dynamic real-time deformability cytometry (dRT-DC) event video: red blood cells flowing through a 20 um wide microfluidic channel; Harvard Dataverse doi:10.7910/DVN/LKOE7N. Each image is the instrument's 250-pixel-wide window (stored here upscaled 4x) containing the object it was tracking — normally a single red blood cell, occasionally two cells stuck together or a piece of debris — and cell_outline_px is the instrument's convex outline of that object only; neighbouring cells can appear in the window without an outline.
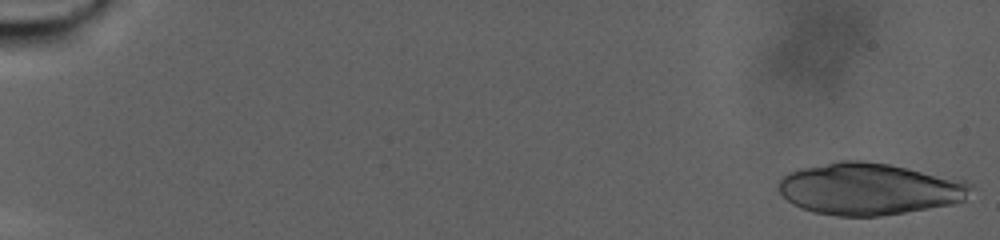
{"species": "human", "species_latin": "Homo sapiens", "temperature_condition": "warm", "stored_images_in_passage": 38, "camera_frame_rate_fps": 3000, "um_per_image_px": 0.085, "donor": {"sex": "male"}, "frame": {"image": 1, "passage_image": 1, "time_ms": 0.0, "image_size_px": [1000, 240], "cell_outline_px": [[972, 188], [964, 200], [956, 204], [880, 216], [836, 216], [812, 212], [800, 208], [792, 204], [776, 188], [776, 184], [788, 172], [800, 168], [840, 160], [864, 160], [888, 164], [908, 168], [964, 180], [972, 184]], "centroid_in_image_um": [73.85, 16.06], "position_along_channel_um": 11.1, "area_um2": 58.44}}
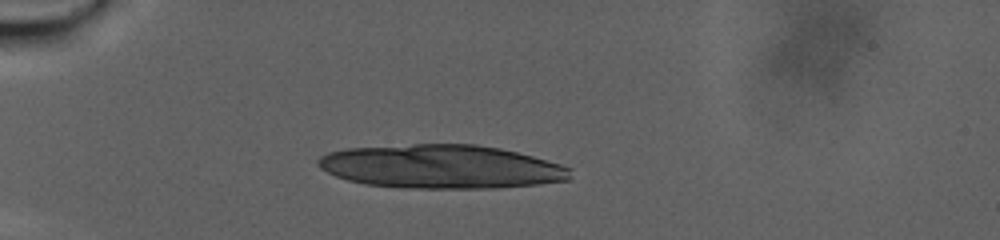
{"frame": {"image": 2, "passage_image": 28, "time_ms": 9.0, "image_size_px": [1000, 240], "cell_outline_px": [[572, 180], [540, 184], [496, 188], [404, 188], [364, 184], [348, 180], [336, 176], [320, 168], [316, 164], [316, 160], [320, 156], [328, 152], [344, 148], [412, 144], [476, 144], [500, 148], [532, 156], [560, 164], [572, 168]], "centroid_in_image_um": [37.51, 14.17], "position_along_channel_um": 47.5, "area_um2": 64.74}}